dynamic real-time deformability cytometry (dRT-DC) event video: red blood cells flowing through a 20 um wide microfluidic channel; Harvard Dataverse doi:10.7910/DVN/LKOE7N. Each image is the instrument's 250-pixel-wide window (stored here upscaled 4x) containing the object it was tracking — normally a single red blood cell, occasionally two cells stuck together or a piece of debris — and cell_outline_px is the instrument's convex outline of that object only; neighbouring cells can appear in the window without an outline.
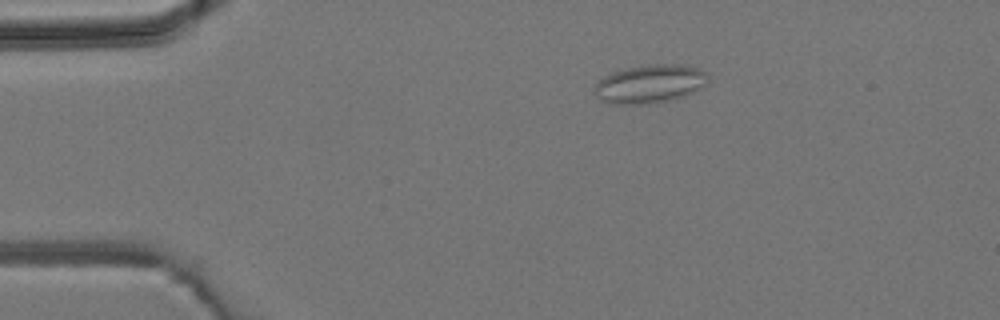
{"species": "common noctule bat (a hibernating species)", "species_latin": "Nyctalus noctula", "temperature_condition": "room temperature", "stored_images_in_passage": 3, "camera_frame_rate_fps": 3000, "um_per_image_px": 0.085, "animal": {"sex": "male", "body_mass_g": 19.2, "forearm_length_mm": 51.8}, "frame": {"image": 1, "passage_image": 3, "time_ms": 2.333, "image_size_px": [1000, 320], "cell_outline_px": [[708, 84], [684, 96], [656, 104], [608, 104], [592, 88], [596, 80], [612, 72], [628, 68], [656, 64], [680, 64], [700, 68], [708, 72]], "centroid_in_image_um": [55.27, 7.13], "position_along_channel_um": 29.7, "area_um2": 25.66}}